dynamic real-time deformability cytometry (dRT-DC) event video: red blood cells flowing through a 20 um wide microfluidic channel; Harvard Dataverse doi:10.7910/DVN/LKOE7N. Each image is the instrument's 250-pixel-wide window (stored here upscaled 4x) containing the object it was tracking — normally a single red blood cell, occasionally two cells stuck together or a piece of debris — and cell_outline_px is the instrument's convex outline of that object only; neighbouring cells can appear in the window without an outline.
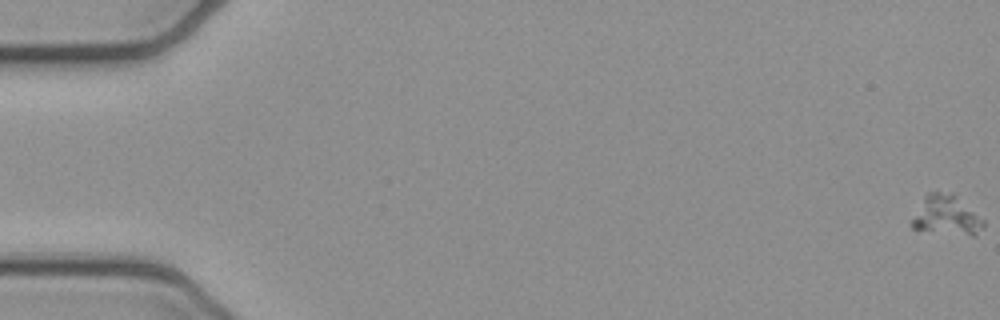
{"species": "common noctule bat (a hibernating species)", "species_latin": "Nyctalus noctula", "temperature_condition": "cold", "stored_images_in_passage": 54, "camera_frame_rate_fps": 3000, "um_per_image_px": 0.085, "animal": {"sex": "female", "body_mass_g": 21.9}, "frame": {"image": 1, "passage_image": 1, "time_ms": 0.0, "image_size_px": [1000, 320], "cell_outline_px": [[984, 224], [976, 236], [972, 236], [912, 228], [912, 220], [924, 196], [928, 192], [952, 192], [984, 220]], "centroid_in_image_um": [80.47, 18.29], "position_along_channel_um": 4.5, "area_um2": 16.13}}
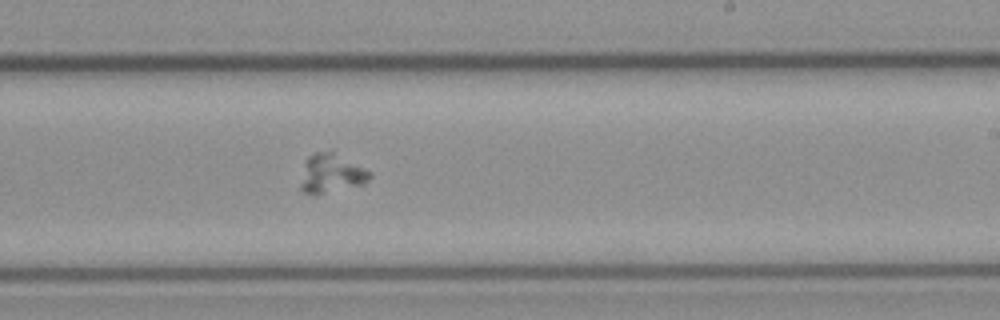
{"frame": {"image": 2, "passage_image": 33, "time_ms": 10.667, "image_size_px": [1000, 320], "cell_outline_px": [[372, 176], [364, 184], [320, 192], [304, 192], [300, 188], [300, 184], [304, 160], [308, 156], [316, 152], [332, 152], [372, 172]], "centroid_in_image_um": [28.14, 14.71], "position_along_channel_um": 260.9, "area_um2": 15.03}}
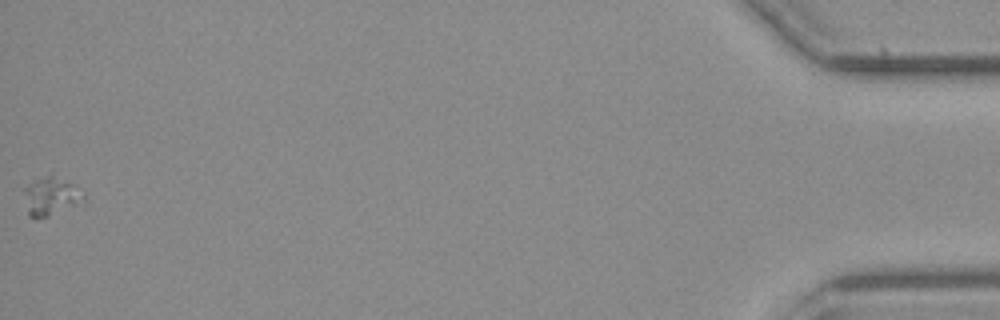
{"frame": {"image": 3, "passage_image": 54, "time_ms": 17.667, "image_size_px": [1000, 320], "cell_outline_px": [[84, 204], [48, 216], [28, 216], [24, 192], [24, 188], [36, 180], [52, 172], [72, 184], [84, 196]], "centroid_in_image_um": [4.37, 16.67], "position_along_channel_um": 430.8, "area_um2": 13.24}}